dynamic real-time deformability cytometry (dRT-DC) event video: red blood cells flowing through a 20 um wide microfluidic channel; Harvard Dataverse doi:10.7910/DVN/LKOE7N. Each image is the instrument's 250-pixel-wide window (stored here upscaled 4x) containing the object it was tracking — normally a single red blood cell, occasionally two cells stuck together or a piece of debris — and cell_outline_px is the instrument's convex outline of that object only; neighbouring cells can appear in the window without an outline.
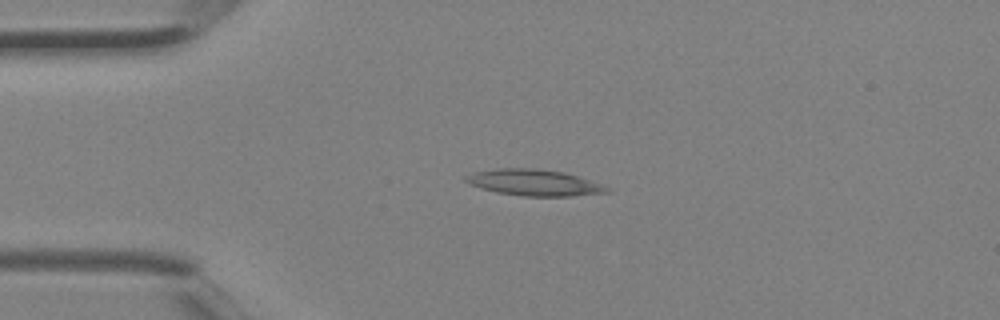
{"species": "Egyptian fruit bat (a non-hibernating species)", "species_latin": "Rousettus aegyptiacus", "temperature_condition": "room temperature", "stored_images_in_passage": 5, "camera_frame_rate_fps": 3000, "um_per_image_px": 0.085, "animal": {"sex": "female"}, "frame": {"image": 1, "passage_image": 3, "time_ms": 0.667, "image_size_px": [1000, 320], "cell_outline_px": [[612, 192], [572, 196], [524, 196], [496, 192], [480, 188], [468, 184], [464, 180], [464, 176], [472, 172], [496, 168], [536, 168], [564, 172], [612, 188]], "centroid_in_image_um": [45.36, 15.52], "position_along_channel_um": 39.6, "area_um2": 21.73}}
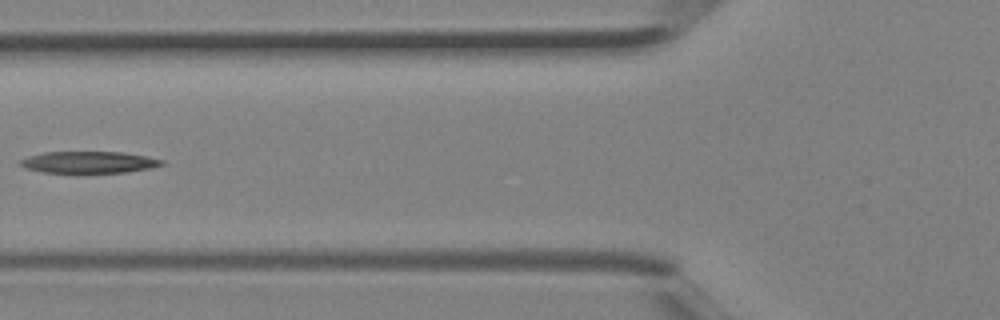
{"frame": {"image": 2, "passage_image": 5, "time_ms": 1.333, "image_size_px": [1000, 320], "cell_outline_px": [[164, 164], [152, 168], [128, 172], [44, 172], [28, 168], [16, 164], [20, 160], [28, 156], [44, 152], [124, 152], [148, 156], [164, 160]], "centroid_in_image_um": [7.59, 13.78], "position_along_channel_um": 118.2, "area_um2": 17.86}}